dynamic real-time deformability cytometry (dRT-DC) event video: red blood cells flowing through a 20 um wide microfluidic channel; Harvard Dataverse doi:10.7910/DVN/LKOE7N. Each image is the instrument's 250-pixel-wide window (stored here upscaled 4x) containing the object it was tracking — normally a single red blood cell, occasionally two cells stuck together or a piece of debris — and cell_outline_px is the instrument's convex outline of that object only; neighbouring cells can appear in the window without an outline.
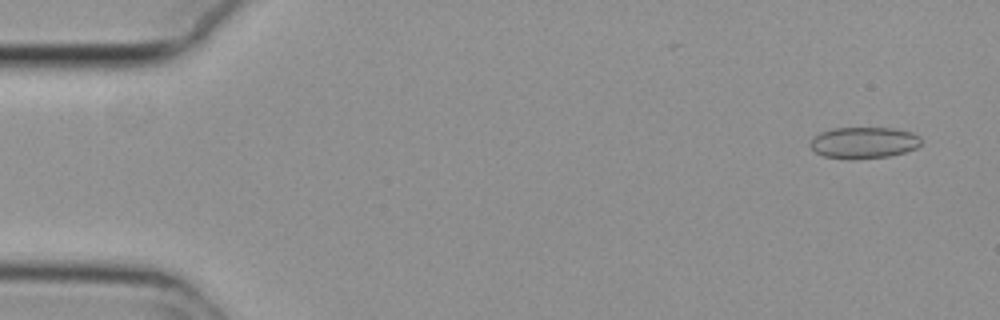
{"species": "common noctule bat (a hibernating species)", "species_latin": "Nyctalus noctula", "temperature_condition": "cold", "stored_images_in_passage": 9, "camera_frame_rate_fps": 3000, "um_per_image_px": 0.085, "animal": {"sex": "female", "body_mass_g": 29.2, "forearm_length_mm": 56.3}, "frame": {"image": 1, "passage_image": 3, "time_ms": 0.667, "image_size_px": [1000, 320], "cell_outline_px": [[920, 144], [916, 148], [904, 152], [888, 156], [824, 156], [816, 152], [808, 144], [820, 132], [832, 128], [892, 128], [912, 132], [920, 136]], "centroid_in_image_um": [73.45, 12.07], "position_along_channel_um": 11.5, "area_um2": 19.36}}